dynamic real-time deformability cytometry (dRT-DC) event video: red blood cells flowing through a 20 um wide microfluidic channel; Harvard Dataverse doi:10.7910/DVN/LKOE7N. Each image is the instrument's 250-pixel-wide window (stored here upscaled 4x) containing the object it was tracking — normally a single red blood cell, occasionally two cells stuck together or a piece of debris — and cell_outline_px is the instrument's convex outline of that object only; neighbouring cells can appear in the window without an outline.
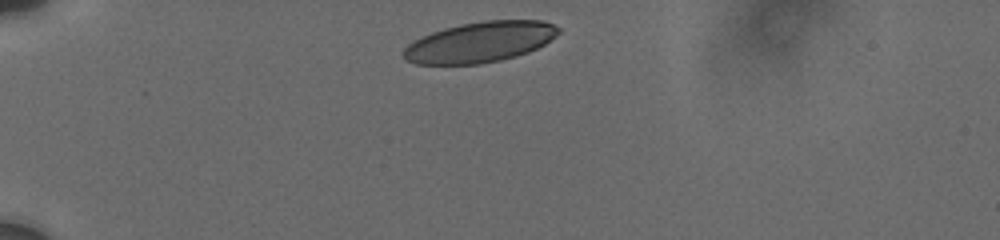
{"species": "human", "species_latin": "Homo sapiens", "temperature_condition": "cold", "stored_images_in_passage": 77, "camera_frame_rate_fps": 3000, "um_per_image_px": 0.085, "donor": {"sex": "male"}, "frame": {"image": 1, "passage_image": 1, "time_ms": 0.0, "image_size_px": [1000, 240], "cell_outline_px": [[560, 32], [544, 44], [528, 52], [516, 56], [500, 60], [480, 64], [416, 64], [404, 60], [404, 48], [408, 44], [432, 32], [444, 28], [460, 24], [484, 20], [540, 20], [552, 24], [560, 28]], "centroid_in_image_um": [40.79, 3.57], "position_along_channel_um": 44.2, "area_um2": 36.41}}
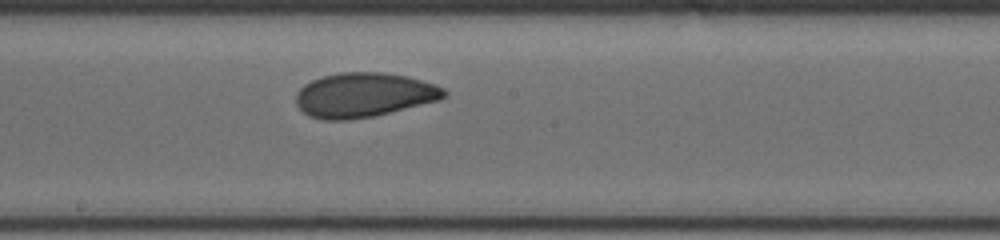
{"frame": {"image": 2, "passage_image": 39, "time_ms": 6.0, "image_size_px": [1000, 240], "cell_outline_px": [[448, 92], [440, 100], [372, 116], [348, 120], [324, 120], [308, 116], [296, 104], [296, 92], [304, 84], [312, 80], [324, 76], [340, 72], [384, 72], [408, 76], [436, 84], [444, 88]], "centroid_in_image_um": [30.93, 8.06], "position_along_channel_um": 217.3, "area_um2": 38.44}}
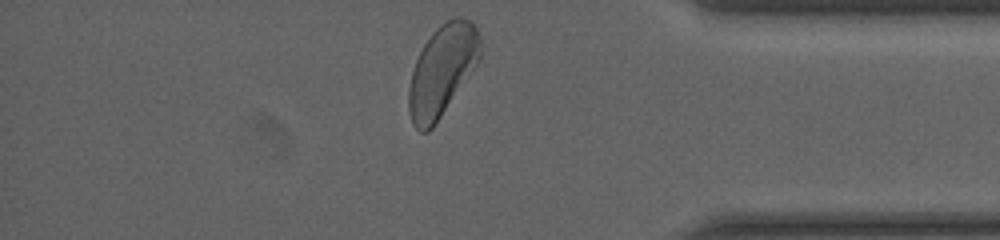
{"frame": {"image": 3, "passage_image": 75, "time_ms": 11.333, "image_size_px": [1000, 240], "cell_outline_px": [[480, 60], [432, 128], [428, 132], [420, 132], [412, 124], [408, 108], [408, 88], [412, 72], [416, 60], [424, 44], [432, 32], [440, 24], [456, 16], [460, 16], [472, 20], [480, 36]], "centroid_in_image_um": [37.58, 5.97], "position_along_channel_um": 397.6, "area_um2": 37.74}, "authors_computed_cell_mechanics": {"area_um2": 37.7434, "velocity_mm_per_s": 3.6932, "shape_relaxation_time_tau1_ms": 5.0665, "shape_relaxation_time_tau2_ms": 1.7329, "deformation_change_tau1": 0.1331, "deformation_change_tau2": 0.0626}}